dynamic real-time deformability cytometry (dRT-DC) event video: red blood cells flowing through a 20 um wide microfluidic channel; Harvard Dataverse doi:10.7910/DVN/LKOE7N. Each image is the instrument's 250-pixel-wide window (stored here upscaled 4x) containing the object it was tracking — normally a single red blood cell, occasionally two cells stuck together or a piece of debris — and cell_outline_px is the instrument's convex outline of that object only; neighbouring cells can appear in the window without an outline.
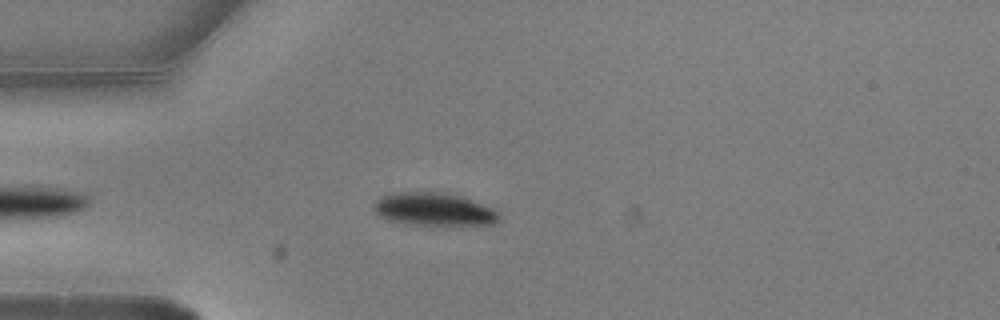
{"species": "common noctule bat (a hibernating species)", "species_latin": "Nyctalus noctula", "temperature_condition": "warm", "stored_images_in_passage": 1, "camera_frame_rate_fps": 3000, "um_per_image_px": 0.085, "animal": {"sex": "male", "body_mass_g": 20.5, "forearm_length_mm": 52.5}, "frame": {"image": 1, "passage_image": 1, "time_ms": 0.0, "image_size_px": [1000, 320], "cell_outline_px": [[500, 220], [492, 224], [408, 224], [392, 220], [380, 216], [372, 208], [376, 200], [392, 192], [444, 192], [460, 196], [492, 208], [500, 212]], "centroid_in_image_um": [36.88, 17.77], "position_along_channel_um": 48.1, "area_um2": 23.64}}